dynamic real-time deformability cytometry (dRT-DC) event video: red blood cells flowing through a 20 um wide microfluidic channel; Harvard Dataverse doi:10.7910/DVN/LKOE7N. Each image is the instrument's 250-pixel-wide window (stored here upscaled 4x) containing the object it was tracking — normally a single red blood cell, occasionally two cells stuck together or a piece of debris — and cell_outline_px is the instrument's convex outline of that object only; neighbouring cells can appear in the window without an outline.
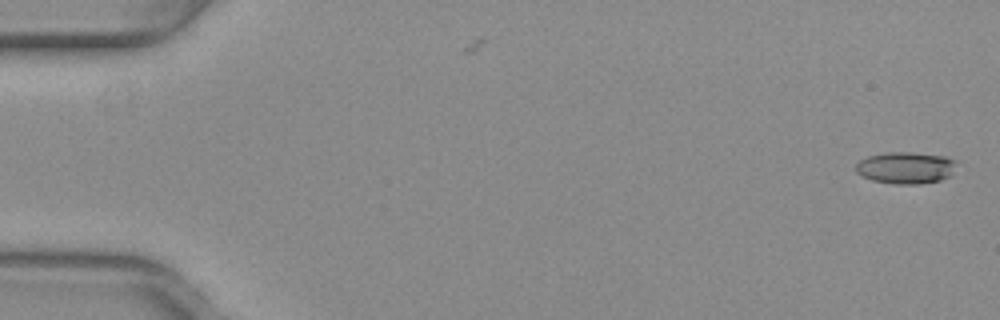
{"species": "common noctule bat (a hibernating species)", "species_latin": "Nyctalus noctula", "temperature_condition": "warm", "stored_images_in_passage": 52, "camera_frame_rate_fps": 3000, "um_per_image_px": 0.085, "animal": {"sex": "female", "body_mass_g": 29.2, "forearm_length_mm": 56.3}, "frame": {"image": 1, "passage_image": 1, "time_ms": 0.0, "image_size_px": [1000, 320], "cell_outline_px": [[956, 164], [952, 176], [940, 180], [920, 184], [892, 184], [872, 180], [860, 176], [856, 172], [856, 164], [860, 160], [868, 156], [884, 152], [912, 152], [944, 156], [956, 160]], "centroid_in_image_um": [76.99, 14.26], "position_along_channel_um": 8.0, "area_um2": 18.96}}
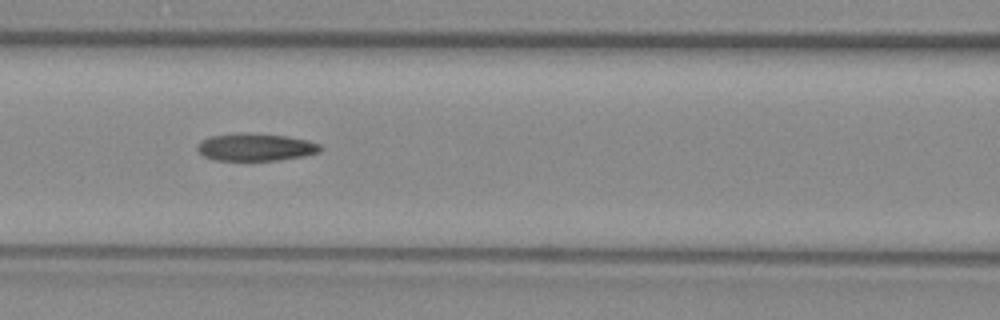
{"frame": {"image": 2, "passage_image": 23, "time_ms": 7.333, "image_size_px": [1000, 320], "cell_outline_px": [[320, 152], [304, 156], [280, 160], [212, 160], [204, 156], [196, 148], [196, 144], [200, 140], [208, 136], [240, 132], [244, 132], [288, 136], [308, 140], [320, 144]], "centroid_in_image_um": [21.68, 12.49], "position_along_channel_um": 144.9, "area_um2": 20.0}}
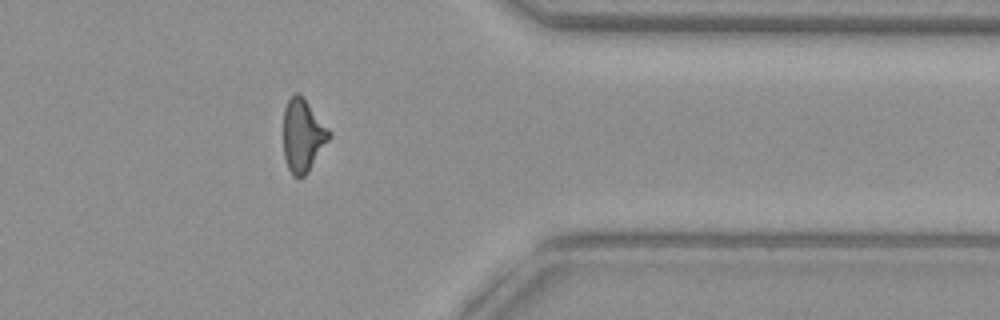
{"frame": {"image": 3, "passage_image": 42, "time_ms": 13.667, "image_size_px": [1000, 320], "cell_outline_px": [[332, 136], [308, 172], [300, 180], [296, 180], [292, 176], [288, 168], [284, 156], [284, 108], [288, 100], [296, 92], [304, 96], [332, 132]], "centroid_in_image_um": [25.76, 11.53], "position_along_channel_um": 385.6, "area_um2": 19.83}, "authors_computed_cell_mechanics": {"area_um2": 19.6231, "velocity_mm_per_s": 4.0297, "shape_relaxation_time_tau1_ms": 11.0632, "shape_relaxation_time_tau2_ms": 2.7751, "deformation_change_tau1": 0.2965, "deformation_change_tau2": 0.118}}